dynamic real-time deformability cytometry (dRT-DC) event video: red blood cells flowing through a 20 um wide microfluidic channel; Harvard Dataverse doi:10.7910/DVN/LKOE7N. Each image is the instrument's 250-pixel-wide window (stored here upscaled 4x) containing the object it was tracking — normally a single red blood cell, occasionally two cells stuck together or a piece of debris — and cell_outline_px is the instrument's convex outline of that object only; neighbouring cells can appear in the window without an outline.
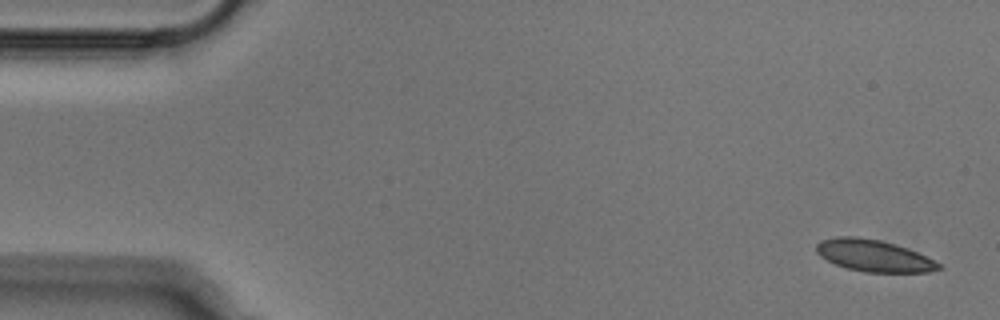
{"species": "Egyptian fruit bat (a non-hibernating species)", "species_latin": "Rousettus aegyptiacus", "temperature_condition": "cold", "stored_images_in_passage": 52, "camera_frame_rate_fps": 3000, "um_per_image_px": 0.085, "animal": {"sex": "male"}, "frame": {"image": 1, "passage_image": 1, "time_ms": 0.0, "image_size_px": [1000, 320], "cell_outline_px": [[940, 268], [928, 272], [864, 272], [848, 268], [836, 264], [820, 256], [816, 252], [816, 244], [820, 240], [836, 236], [856, 236], [880, 240], [896, 244], [908, 248], [940, 264]], "centroid_in_image_um": [74.21, 21.71], "position_along_channel_um": 10.8, "area_um2": 22.48}}
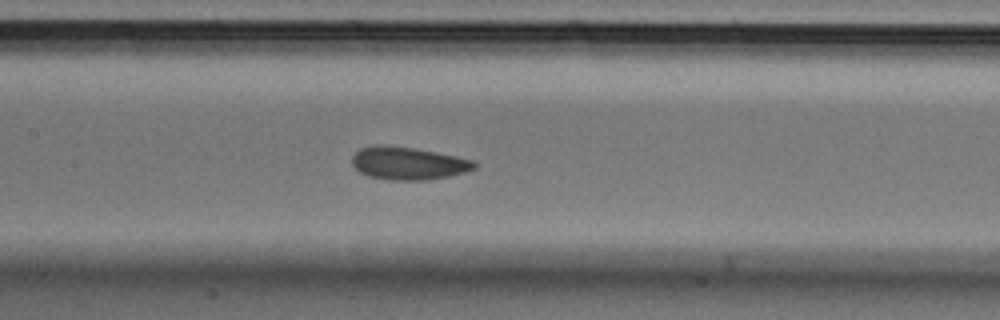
{"frame": {"image": 2, "passage_image": 23, "time_ms": 7.333, "image_size_px": [1000, 320], "cell_outline_px": [[476, 168], [464, 172], [448, 176], [428, 180], [392, 180], [368, 176], [360, 172], [352, 164], [352, 156], [360, 148], [376, 144], [388, 144], [436, 152], [476, 160]], "centroid_in_image_um": [34.69, 13.87], "position_along_channel_um": 172.7, "area_um2": 23.47}}
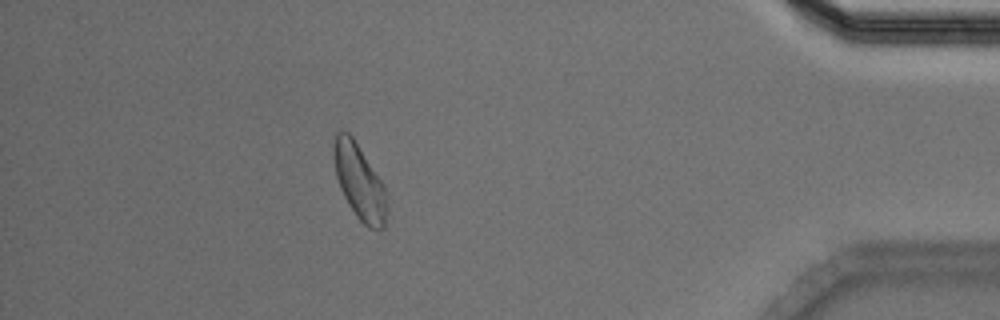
{"frame": {"image": 3, "passage_image": 45, "time_ms": 14.667, "image_size_px": [1000, 320], "cell_outline_px": [[384, 228], [380, 232], [368, 228], [356, 216], [348, 204], [340, 188], [336, 176], [332, 156], [332, 144], [336, 132], [348, 132], [352, 136], [384, 184]], "centroid_in_image_um": [30.49, 15.43], "position_along_channel_um": 404.7, "area_um2": 23.06}}